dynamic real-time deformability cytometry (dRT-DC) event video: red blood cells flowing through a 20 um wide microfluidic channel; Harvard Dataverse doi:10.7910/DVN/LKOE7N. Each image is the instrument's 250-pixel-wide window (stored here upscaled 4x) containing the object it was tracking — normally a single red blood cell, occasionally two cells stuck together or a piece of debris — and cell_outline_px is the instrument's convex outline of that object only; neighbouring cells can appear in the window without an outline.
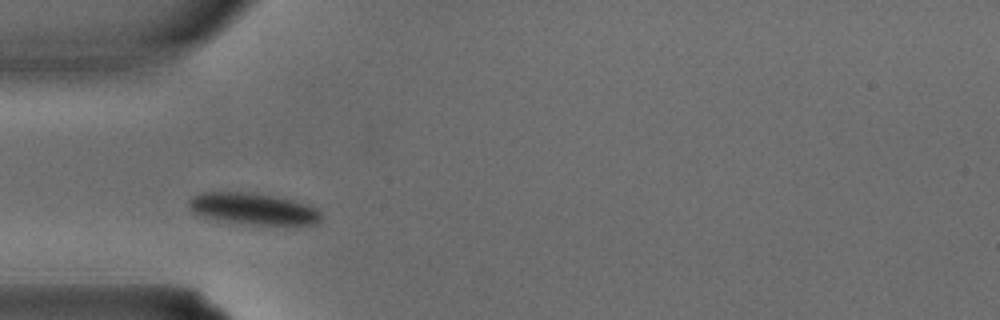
{"species": "common noctule bat (a hibernating species)", "species_latin": "Nyctalus noctula", "temperature_condition": "warm", "stored_images_in_passage": 2, "camera_frame_rate_fps": 3000, "um_per_image_px": 0.085, "animal": {"sex": "male", "body_mass_g": 15.6}, "frame": {"image": 1, "passage_image": 1, "time_ms": 0.0, "image_size_px": [1000, 320], "cell_outline_px": [[320, 220], [312, 224], [252, 224], [216, 220], [192, 212], [188, 208], [188, 200], [192, 196], [200, 192], [252, 192], [276, 196], [308, 204], [316, 208], [320, 212]], "centroid_in_image_um": [21.46, 17.72], "position_along_channel_um": 63.5, "area_um2": 24.28}}